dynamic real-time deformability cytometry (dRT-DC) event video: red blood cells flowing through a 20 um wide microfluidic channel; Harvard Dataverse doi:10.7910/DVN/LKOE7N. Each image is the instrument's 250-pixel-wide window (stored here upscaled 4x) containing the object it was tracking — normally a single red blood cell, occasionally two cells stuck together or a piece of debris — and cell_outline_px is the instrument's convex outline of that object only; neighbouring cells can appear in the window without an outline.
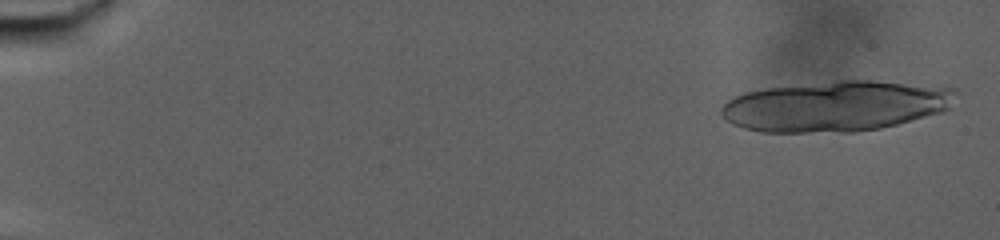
{"species": "human", "species_latin": "Homo sapiens", "temperature_condition": "warm", "stored_images_in_passage": 27, "camera_frame_rate_fps": 3000, "um_per_image_px": 0.085, "donor": {"sex": "male"}, "frame": {"image": 1, "passage_image": 3, "time_ms": 0.667, "image_size_px": [1000, 240], "cell_outline_px": [[960, 92], [948, 108], [940, 112], [896, 124], [880, 128], [852, 132], [760, 132], [744, 128], [732, 124], [724, 120], [720, 112], [720, 108], [728, 100], [744, 92], [768, 88], [840, 80], [872, 80], [956, 88]], "centroid_in_image_um": [71.02, 9.02], "position_along_channel_um": 14.0, "area_um2": 69.01}}